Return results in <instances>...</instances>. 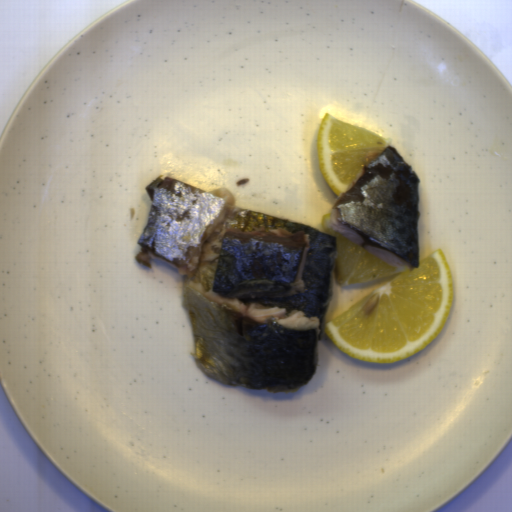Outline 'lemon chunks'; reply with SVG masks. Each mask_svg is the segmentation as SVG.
<instances>
[{"label": "lemon chunks", "mask_w": 512, "mask_h": 512, "mask_svg": "<svg viewBox=\"0 0 512 512\" xmlns=\"http://www.w3.org/2000/svg\"><path fill=\"white\" fill-rule=\"evenodd\" d=\"M330 215L321 225L324 233L336 236L337 285L396 276L324 324L325 335L341 352L365 362L390 364L421 352L439 336L454 302L444 251L436 249L415 270L402 271L332 230Z\"/></svg>", "instance_id": "lemon-chunks-1"}, {"label": "lemon chunks", "mask_w": 512, "mask_h": 512, "mask_svg": "<svg viewBox=\"0 0 512 512\" xmlns=\"http://www.w3.org/2000/svg\"><path fill=\"white\" fill-rule=\"evenodd\" d=\"M388 145L380 134L325 113L316 137L317 160L329 188L339 197L358 175L368 152Z\"/></svg>", "instance_id": "lemon-chunks-2"}]
</instances>
